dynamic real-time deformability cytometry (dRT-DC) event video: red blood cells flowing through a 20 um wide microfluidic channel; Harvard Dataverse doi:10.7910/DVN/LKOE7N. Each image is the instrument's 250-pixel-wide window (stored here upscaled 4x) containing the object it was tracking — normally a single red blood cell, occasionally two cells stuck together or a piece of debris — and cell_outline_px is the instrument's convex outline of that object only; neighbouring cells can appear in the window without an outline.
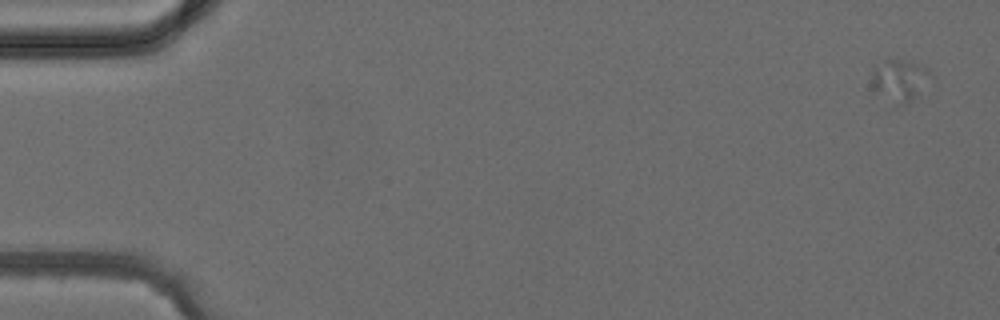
{"species": "common noctule bat (a hibernating species)", "species_latin": "Nyctalus noctula", "temperature_condition": "cold", "stored_images_in_passage": 4, "camera_frame_rate_fps": 3000, "um_per_image_px": 0.085, "animal": {"sex": "female", "body_mass_g": 24.6, "forearm_length_mm": 56.2}, "frame": {"image": 1, "passage_image": 1, "time_ms": 0.0, "image_size_px": [1000, 320], "cell_outline_px": [[932, 76], [904, 104], [896, 108], [892, 108], [872, 84], [872, 68], [888, 56], [916, 64], [928, 68]], "centroid_in_image_um": [76.38, 6.8], "position_along_channel_um": 8.6, "area_um2": 14.22}}